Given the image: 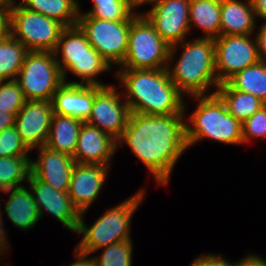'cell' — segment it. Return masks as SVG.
<instances>
[{
	"instance_id": "cell-1",
	"label": "cell",
	"mask_w": 266,
	"mask_h": 266,
	"mask_svg": "<svg viewBox=\"0 0 266 266\" xmlns=\"http://www.w3.org/2000/svg\"><path fill=\"white\" fill-rule=\"evenodd\" d=\"M184 114H130L117 142L126 143L153 173L158 184H167L180 155L188 148Z\"/></svg>"
},
{
	"instance_id": "cell-2",
	"label": "cell",
	"mask_w": 266,
	"mask_h": 266,
	"mask_svg": "<svg viewBox=\"0 0 266 266\" xmlns=\"http://www.w3.org/2000/svg\"><path fill=\"white\" fill-rule=\"evenodd\" d=\"M117 73L127 90L125 101L132 113L185 114L182 94L171 81L167 68L121 69Z\"/></svg>"
},
{
	"instance_id": "cell-3",
	"label": "cell",
	"mask_w": 266,
	"mask_h": 266,
	"mask_svg": "<svg viewBox=\"0 0 266 266\" xmlns=\"http://www.w3.org/2000/svg\"><path fill=\"white\" fill-rule=\"evenodd\" d=\"M184 43V44H183ZM180 59L171 71L167 67L171 81L178 91L191 96L205 95L209 85H220L215 71L214 39L202 37L192 42H183Z\"/></svg>"
},
{
	"instance_id": "cell-4",
	"label": "cell",
	"mask_w": 266,
	"mask_h": 266,
	"mask_svg": "<svg viewBox=\"0 0 266 266\" xmlns=\"http://www.w3.org/2000/svg\"><path fill=\"white\" fill-rule=\"evenodd\" d=\"M195 98L199 99V106L190 118L192 125L185 124L188 147L206 137L231 145L243 143L242 123L227 111L215 92Z\"/></svg>"
},
{
	"instance_id": "cell-5",
	"label": "cell",
	"mask_w": 266,
	"mask_h": 266,
	"mask_svg": "<svg viewBox=\"0 0 266 266\" xmlns=\"http://www.w3.org/2000/svg\"><path fill=\"white\" fill-rule=\"evenodd\" d=\"M144 193L141 190L118 206L111 208L99 217L90 228L86 227L82 218L83 214H80L76 233L83 234V238L76 250L82 254L89 255L113 243L131 240L129 232L130 219L143 200Z\"/></svg>"
},
{
	"instance_id": "cell-6",
	"label": "cell",
	"mask_w": 266,
	"mask_h": 266,
	"mask_svg": "<svg viewBox=\"0 0 266 266\" xmlns=\"http://www.w3.org/2000/svg\"><path fill=\"white\" fill-rule=\"evenodd\" d=\"M170 46L156 32L143 13L132 22L127 53L121 69H163L170 66ZM123 66V67H122Z\"/></svg>"
},
{
	"instance_id": "cell-7",
	"label": "cell",
	"mask_w": 266,
	"mask_h": 266,
	"mask_svg": "<svg viewBox=\"0 0 266 266\" xmlns=\"http://www.w3.org/2000/svg\"><path fill=\"white\" fill-rule=\"evenodd\" d=\"M51 51H29L18 72L16 81L26 100L51 101L54 93L64 83L57 63V57Z\"/></svg>"
},
{
	"instance_id": "cell-8",
	"label": "cell",
	"mask_w": 266,
	"mask_h": 266,
	"mask_svg": "<svg viewBox=\"0 0 266 266\" xmlns=\"http://www.w3.org/2000/svg\"><path fill=\"white\" fill-rule=\"evenodd\" d=\"M64 28L54 19L28 10L21 4L16 6L13 0L11 36L20 41L29 51L53 52Z\"/></svg>"
},
{
	"instance_id": "cell-9",
	"label": "cell",
	"mask_w": 266,
	"mask_h": 266,
	"mask_svg": "<svg viewBox=\"0 0 266 266\" xmlns=\"http://www.w3.org/2000/svg\"><path fill=\"white\" fill-rule=\"evenodd\" d=\"M132 21H109L79 14L78 26L91 46L110 64L121 65L128 47Z\"/></svg>"
},
{
	"instance_id": "cell-10",
	"label": "cell",
	"mask_w": 266,
	"mask_h": 266,
	"mask_svg": "<svg viewBox=\"0 0 266 266\" xmlns=\"http://www.w3.org/2000/svg\"><path fill=\"white\" fill-rule=\"evenodd\" d=\"M214 43L215 71L220 84L260 61L257 40L252 42L249 35H220Z\"/></svg>"
},
{
	"instance_id": "cell-11",
	"label": "cell",
	"mask_w": 266,
	"mask_h": 266,
	"mask_svg": "<svg viewBox=\"0 0 266 266\" xmlns=\"http://www.w3.org/2000/svg\"><path fill=\"white\" fill-rule=\"evenodd\" d=\"M191 0H158L143 14L154 26L160 37L170 46L169 60L173 51L190 31L189 10Z\"/></svg>"
},
{
	"instance_id": "cell-12",
	"label": "cell",
	"mask_w": 266,
	"mask_h": 266,
	"mask_svg": "<svg viewBox=\"0 0 266 266\" xmlns=\"http://www.w3.org/2000/svg\"><path fill=\"white\" fill-rule=\"evenodd\" d=\"M116 92L114 86H95L92 112L86 122L118 140L127 126L131 111L126 101L121 103L120 94Z\"/></svg>"
},
{
	"instance_id": "cell-13",
	"label": "cell",
	"mask_w": 266,
	"mask_h": 266,
	"mask_svg": "<svg viewBox=\"0 0 266 266\" xmlns=\"http://www.w3.org/2000/svg\"><path fill=\"white\" fill-rule=\"evenodd\" d=\"M53 114L51 101L44 100H27L17 113L15 126L29 150L46 144Z\"/></svg>"
},
{
	"instance_id": "cell-14",
	"label": "cell",
	"mask_w": 266,
	"mask_h": 266,
	"mask_svg": "<svg viewBox=\"0 0 266 266\" xmlns=\"http://www.w3.org/2000/svg\"><path fill=\"white\" fill-rule=\"evenodd\" d=\"M27 181L33 192L34 201L37 204L40 216L42 217L43 212L47 210L68 229L77 232L80 213L72 204L68 192L54 189L51 185L38 180L31 173Z\"/></svg>"
},
{
	"instance_id": "cell-15",
	"label": "cell",
	"mask_w": 266,
	"mask_h": 266,
	"mask_svg": "<svg viewBox=\"0 0 266 266\" xmlns=\"http://www.w3.org/2000/svg\"><path fill=\"white\" fill-rule=\"evenodd\" d=\"M108 167L100 164H74L68 194L80 214H84L98 196Z\"/></svg>"
},
{
	"instance_id": "cell-16",
	"label": "cell",
	"mask_w": 266,
	"mask_h": 266,
	"mask_svg": "<svg viewBox=\"0 0 266 266\" xmlns=\"http://www.w3.org/2000/svg\"><path fill=\"white\" fill-rule=\"evenodd\" d=\"M39 159L30 161L31 174L58 191L68 192L75 161L71 155L43 145Z\"/></svg>"
},
{
	"instance_id": "cell-17",
	"label": "cell",
	"mask_w": 266,
	"mask_h": 266,
	"mask_svg": "<svg viewBox=\"0 0 266 266\" xmlns=\"http://www.w3.org/2000/svg\"><path fill=\"white\" fill-rule=\"evenodd\" d=\"M118 142L96 126L83 122L72 156L75 163L109 165Z\"/></svg>"
},
{
	"instance_id": "cell-18",
	"label": "cell",
	"mask_w": 266,
	"mask_h": 266,
	"mask_svg": "<svg viewBox=\"0 0 266 266\" xmlns=\"http://www.w3.org/2000/svg\"><path fill=\"white\" fill-rule=\"evenodd\" d=\"M94 96L95 86L64 82L52 97L53 112L86 122L92 112Z\"/></svg>"
},
{
	"instance_id": "cell-19",
	"label": "cell",
	"mask_w": 266,
	"mask_h": 266,
	"mask_svg": "<svg viewBox=\"0 0 266 266\" xmlns=\"http://www.w3.org/2000/svg\"><path fill=\"white\" fill-rule=\"evenodd\" d=\"M255 11L250 0H221L220 35H249L255 28Z\"/></svg>"
},
{
	"instance_id": "cell-20",
	"label": "cell",
	"mask_w": 266,
	"mask_h": 266,
	"mask_svg": "<svg viewBox=\"0 0 266 266\" xmlns=\"http://www.w3.org/2000/svg\"><path fill=\"white\" fill-rule=\"evenodd\" d=\"M5 211L13 224L22 230L33 227L40 219L39 209L30 190L17 186L5 192H11Z\"/></svg>"
},
{
	"instance_id": "cell-21",
	"label": "cell",
	"mask_w": 266,
	"mask_h": 266,
	"mask_svg": "<svg viewBox=\"0 0 266 266\" xmlns=\"http://www.w3.org/2000/svg\"><path fill=\"white\" fill-rule=\"evenodd\" d=\"M83 122L71 116L53 114L45 146L73 156Z\"/></svg>"
},
{
	"instance_id": "cell-22",
	"label": "cell",
	"mask_w": 266,
	"mask_h": 266,
	"mask_svg": "<svg viewBox=\"0 0 266 266\" xmlns=\"http://www.w3.org/2000/svg\"><path fill=\"white\" fill-rule=\"evenodd\" d=\"M63 81L66 83V72L70 70L76 76L81 77V83L68 82L70 84H82L104 87L106 85L96 81L94 76L103 71L111 69L110 64L92 47V57L81 58H62V61L57 59Z\"/></svg>"
},
{
	"instance_id": "cell-23",
	"label": "cell",
	"mask_w": 266,
	"mask_h": 266,
	"mask_svg": "<svg viewBox=\"0 0 266 266\" xmlns=\"http://www.w3.org/2000/svg\"><path fill=\"white\" fill-rule=\"evenodd\" d=\"M215 93L224 102L227 111L241 123L266 105L258 97L234 89L228 82L221 83Z\"/></svg>"
},
{
	"instance_id": "cell-24",
	"label": "cell",
	"mask_w": 266,
	"mask_h": 266,
	"mask_svg": "<svg viewBox=\"0 0 266 266\" xmlns=\"http://www.w3.org/2000/svg\"><path fill=\"white\" fill-rule=\"evenodd\" d=\"M20 4L28 10L58 21L64 27L78 24L80 11L75 0H23Z\"/></svg>"
},
{
	"instance_id": "cell-25",
	"label": "cell",
	"mask_w": 266,
	"mask_h": 266,
	"mask_svg": "<svg viewBox=\"0 0 266 266\" xmlns=\"http://www.w3.org/2000/svg\"><path fill=\"white\" fill-rule=\"evenodd\" d=\"M221 0H191L189 21L206 31V38L220 36Z\"/></svg>"
},
{
	"instance_id": "cell-26",
	"label": "cell",
	"mask_w": 266,
	"mask_h": 266,
	"mask_svg": "<svg viewBox=\"0 0 266 266\" xmlns=\"http://www.w3.org/2000/svg\"><path fill=\"white\" fill-rule=\"evenodd\" d=\"M28 52L11 34H0V81L16 80Z\"/></svg>"
},
{
	"instance_id": "cell-27",
	"label": "cell",
	"mask_w": 266,
	"mask_h": 266,
	"mask_svg": "<svg viewBox=\"0 0 266 266\" xmlns=\"http://www.w3.org/2000/svg\"><path fill=\"white\" fill-rule=\"evenodd\" d=\"M234 89L250 93L266 103V62L246 67L227 81Z\"/></svg>"
},
{
	"instance_id": "cell-28",
	"label": "cell",
	"mask_w": 266,
	"mask_h": 266,
	"mask_svg": "<svg viewBox=\"0 0 266 266\" xmlns=\"http://www.w3.org/2000/svg\"><path fill=\"white\" fill-rule=\"evenodd\" d=\"M59 51L63 58L92 57V46L78 25L62 30L53 52L57 55Z\"/></svg>"
},
{
	"instance_id": "cell-29",
	"label": "cell",
	"mask_w": 266,
	"mask_h": 266,
	"mask_svg": "<svg viewBox=\"0 0 266 266\" xmlns=\"http://www.w3.org/2000/svg\"><path fill=\"white\" fill-rule=\"evenodd\" d=\"M28 156L0 157V190L8 191L20 186L31 173Z\"/></svg>"
},
{
	"instance_id": "cell-30",
	"label": "cell",
	"mask_w": 266,
	"mask_h": 266,
	"mask_svg": "<svg viewBox=\"0 0 266 266\" xmlns=\"http://www.w3.org/2000/svg\"><path fill=\"white\" fill-rule=\"evenodd\" d=\"M131 11L125 0H93V9L85 14L101 20L133 21L139 14Z\"/></svg>"
},
{
	"instance_id": "cell-31",
	"label": "cell",
	"mask_w": 266,
	"mask_h": 266,
	"mask_svg": "<svg viewBox=\"0 0 266 266\" xmlns=\"http://www.w3.org/2000/svg\"><path fill=\"white\" fill-rule=\"evenodd\" d=\"M132 240L113 243L104 248L102 256L94 257L95 266H131Z\"/></svg>"
},
{
	"instance_id": "cell-32",
	"label": "cell",
	"mask_w": 266,
	"mask_h": 266,
	"mask_svg": "<svg viewBox=\"0 0 266 266\" xmlns=\"http://www.w3.org/2000/svg\"><path fill=\"white\" fill-rule=\"evenodd\" d=\"M26 101L16 80H7L4 84L0 81V111L18 113Z\"/></svg>"
},
{
	"instance_id": "cell-33",
	"label": "cell",
	"mask_w": 266,
	"mask_h": 266,
	"mask_svg": "<svg viewBox=\"0 0 266 266\" xmlns=\"http://www.w3.org/2000/svg\"><path fill=\"white\" fill-rule=\"evenodd\" d=\"M28 151L15 125L0 132V157L28 156Z\"/></svg>"
},
{
	"instance_id": "cell-34",
	"label": "cell",
	"mask_w": 266,
	"mask_h": 266,
	"mask_svg": "<svg viewBox=\"0 0 266 266\" xmlns=\"http://www.w3.org/2000/svg\"><path fill=\"white\" fill-rule=\"evenodd\" d=\"M266 137V105L242 123V141Z\"/></svg>"
},
{
	"instance_id": "cell-35",
	"label": "cell",
	"mask_w": 266,
	"mask_h": 266,
	"mask_svg": "<svg viewBox=\"0 0 266 266\" xmlns=\"http://www.w3.org/2000/svg\"><path fill=\"white\" fill-rule=\"evenodd\" d=\"M243 260L244 259L234 264L228 262V260H225L224 258L222 259L221 256L219 257L208 254L201 257H197V259L194 260L191 266H241Z\"/></svg>"
},
{
	"instance_id": "cell-36",
	"label": "cell",
	"mask_w": 266,
	"mask_h": 266,
	"mask_svg": "<svg viewBox=\"0 0 266 266\" xmlns=\"http://www.w3.org/2000/svg\"><path fill=\"white\" fill-rule=\"evenodd\" d=\"M13 4H0V34H11V8Z\"/></svg>"
},
{
	"instance_id": "cell-37",
	"label": "cell",
	"mask_w": 266,
	"mask_h": 266,
	"mask_svg": "<svg viewBox=\"0 0 266 266\" xmlns=\"http://www.w3.org/2000/svg\"><path fill=\"white\" fill-rule=\"evenodd\" d=\"M260 60L265 61L266 55V23L261 27L256 37Z\"/></svg>"
},
{
	"instance_id": "cell-38",
	"label": "cell",
	"mask_w": 266,
	"mask_h": 266,
	"mask_svg": "<svg viewBox=\"0 0 266 266\" xmlns=\"http://www.w3.org/2000/svg\"><path fill=\"white\" fill-rule=\"evenodd\" d=\"M17 113L0 111V132L15 125Z\"/></svg>"
},
{
	"instance_id": "cell-39",
	"label": "cell",
	"mask_w": 266,
	"mask_h": 266,
	"mask_svg": "<svg viewBox=\"0 0 266 266\" xmlns=\"http://www.w3.org/2000/svg\"><path fill=\"white\" fill-rule=\"evenodd\" d=\"M255 16L266 19V0H250ZM266 23V22H265Z\"/></svg>"
},
{
	"instance_id": "cell-40",
	"label": "cell",
	"mask_w": 266,
	"mask_h": 266,
	"mask_svg": "<svg viewBox=\"0 0 266 266\" xmlns=\"http://www.w3.org/2000/svg\"><path fill=\"white\" fill-rule=\"evenodd\" d=\"M241 266H266V261L256 255H248L242 261Z\"/></svg>"
},
{
	"instance_id": "cell-41",
	"label": "cell",
	"mask_w": 266,
	"mask_h": 266,
	"mask_svg": "<svg viewBox=\"0 0 266 266\" xmlns=\"http://www.w3.org/2000/svg\"><path fill=\"white\" fill-rule=\"evenodd\" d=\"M87 255L77 252L76 250V258L79 259L77 262L69 266H95L93 258H85Z\"/></svg>"
},
{
	"instance_id": "cell-42",
	"label": "cell",
	"mask_w": 266,
	"mask_h": 266,
	"mask_svg": "<svg viewBox=\"0 0 266 266\" xmlns=\"http://www.w3.org/2000/svg\"><path fill=\"white\" fill-rule=\"evenodd\" d=\"M0 214H1V210H0ZM2 216L0 215V252L3 253L2 251H5L7 250L8 247L4 246V244H6V240H7V235H5L4 233V227H3V224L2 223ZM6 239V240H5ZM0 253V255H1Z\"/></svg>"
},
{
	"instance_id": "cell-43",
	"label": "cell",
	"mask_w": 266,
	"mask_h": 266,
	"mask_svg": "<svg viewBox=\"0 0 266 266\" xmlns=\"http://www.w3.org/2000/svg\"><path fill=\"white\" fill-rule=\"evenodd\" d=\"M158 0H128V5L130 7L131 10H133V8H135V6L137 5H140V4H143V3H146V2H150V3H153L154 2V5L157 3Z\"/></svg>"
},
{
	"instance_id": "cell-44",
	"label": "cell",
	"mask_w": 266,
	"mask_h": 266,
	"mask_svg": "<svg viewBox=\"0 0 266 266\" xmlns=\"http://www.w3.org/2000/svg\"><path fill=\"white\" fill-rule=\"evenodd\" d=\"M0 4H13V0H0Z\"/></svg>"
}]
</instances>
